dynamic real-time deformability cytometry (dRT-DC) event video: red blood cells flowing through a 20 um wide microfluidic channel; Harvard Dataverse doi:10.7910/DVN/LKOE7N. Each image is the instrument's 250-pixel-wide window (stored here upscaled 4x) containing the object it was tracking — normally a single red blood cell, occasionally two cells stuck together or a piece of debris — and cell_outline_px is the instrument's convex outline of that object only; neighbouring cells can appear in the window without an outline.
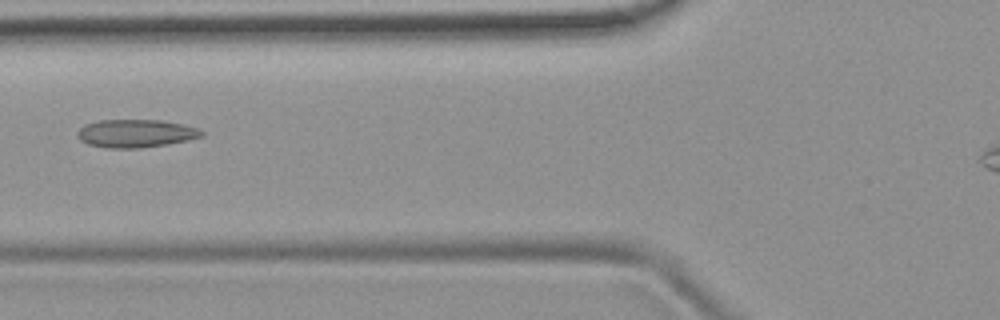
{"species": "common noctule bat (a hibernating species)", "species_latin": "Nyctalus noctula", "temperature_condition": "room temperature", "stored_images_in_passage": 6, "camera_frame_rate_fps": 3000, "um_per_image_px": 0.085, "animal": {"sex": "female", "body_mass_g": 19.9}, "frame": {"image": 1, "passage_image": 5, "time_ms": 5.667, "image_size_px": [1000, 320], "cell_outline_px": [[204, 136], [188, 140], [140, 148], [108, 148], [88, 144], [80, 140], [76, 136], [76, 132], [84, 124], [100, 120], [160, 120], [184, 124], [196, 128], [204, 132]], "centroid_in_image_um": [11.51, 11.33], "position_along_channel_um": 114.3, "area_um2": 20.29}}
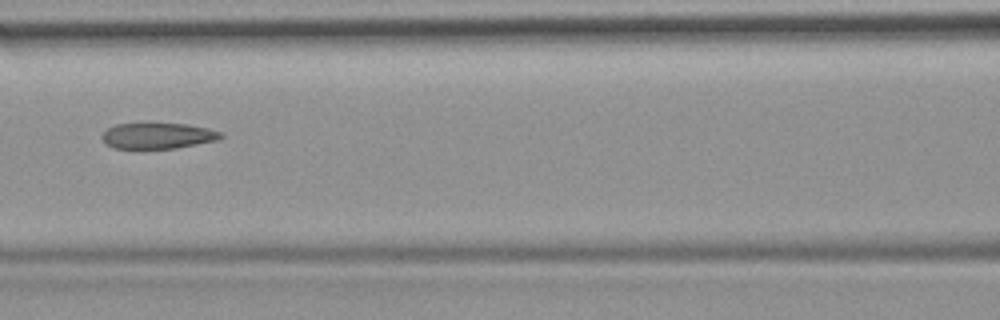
{"frame": {"image": 2, "passage_image": 6, "time_ms": 6.667, "image_size_px": [1000, 320], "cell_outline_px": [[224, 136], [216, 140], [176, 148], [136, 152], [112, 148], [104, 144], [104, 132], [108, 128], [116, 124], [188, 124], [208, 128], [220, 132]], "centroid_in_image_um": [13.35, 11.6], "position_along_channel_um": 153.3, "area_um2": 18.5}}